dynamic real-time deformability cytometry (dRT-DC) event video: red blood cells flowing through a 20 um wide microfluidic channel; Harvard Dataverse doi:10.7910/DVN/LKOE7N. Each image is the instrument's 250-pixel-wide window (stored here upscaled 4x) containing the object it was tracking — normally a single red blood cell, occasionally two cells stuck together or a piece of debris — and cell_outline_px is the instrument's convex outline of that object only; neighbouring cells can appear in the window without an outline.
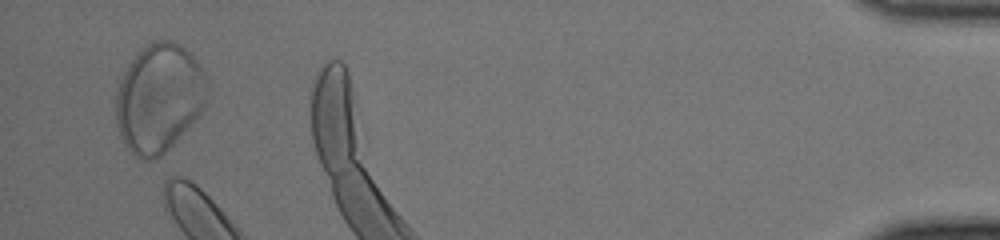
{"species": "human", "species_latin": "Homo sapiens", "temperature_condition": "cold", "stored_images_in_passage": 59, "camera_frame_rate_fps": 3000, "um_per_image_px": 0.085, "donor": {"sex": "female"}, "frame": {"image": 1, "passage_image": 56, "time_ms": 18.333, "image_size_px": [1000, 240], "cell_outline_px": [[208, 100], [204, 108], [176, 140], [160, 156], [152, 160], [140, 160], [124, 144], [120, 136], [116, 124], [116, 96], [120, 80], [128, 64], [136, 52], [140, 48], [156, 40], [172, 40], [184, 48], [196, 60], [204, 72], [208, 80]], "centroid_in_image_um": [13.51, 8.32], "position_along_channel_um": 421.7, "area_um2": 57.86}}